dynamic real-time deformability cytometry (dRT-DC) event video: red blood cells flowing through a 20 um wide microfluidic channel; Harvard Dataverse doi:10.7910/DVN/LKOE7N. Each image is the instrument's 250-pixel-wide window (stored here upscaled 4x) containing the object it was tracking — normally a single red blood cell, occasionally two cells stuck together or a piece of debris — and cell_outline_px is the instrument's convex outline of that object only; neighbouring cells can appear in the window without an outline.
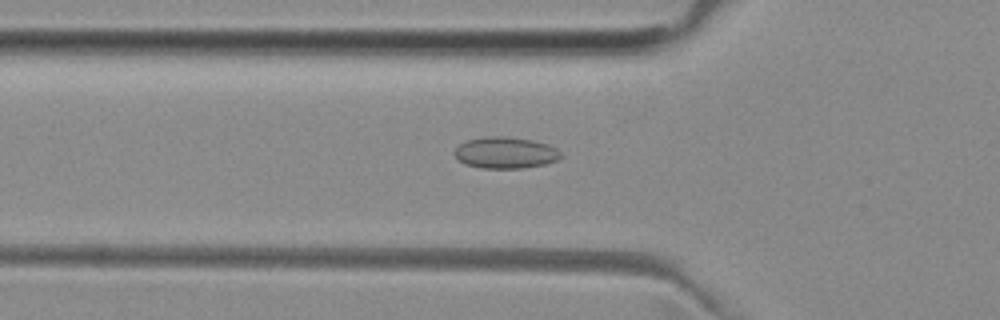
{"species": "common noctule bat (a hibernating species)", "species_latin": "Nyctalus noctula", "temperature_condition": "room temperature", "stored_images_in_passage": 50, "camera_frame_rate_fps": 3000, "um_per_image_px": 0.085, "animal": {"sex": "female", "body_mass_g": 29.2, "forearm_length_mm": 56.3}, "frame": {"image": 1, "passage_image": 16, "time_ms": 5.0, "image_size_px": [1000, 320], "cell_outline_px": [[560, 156], [556, 160], [544, 164], [524, 168], [480, 168], [464, 164], [452, 152], [460, 144], [468, 140], [492, 136], [504, 136], [532, 140], [548, 144], [556, 148], [560, 152]], "centroid_in_image_um": [42.94, 12.98], "position_along_channel_um": 82.9, "area_um2": 19.31}}
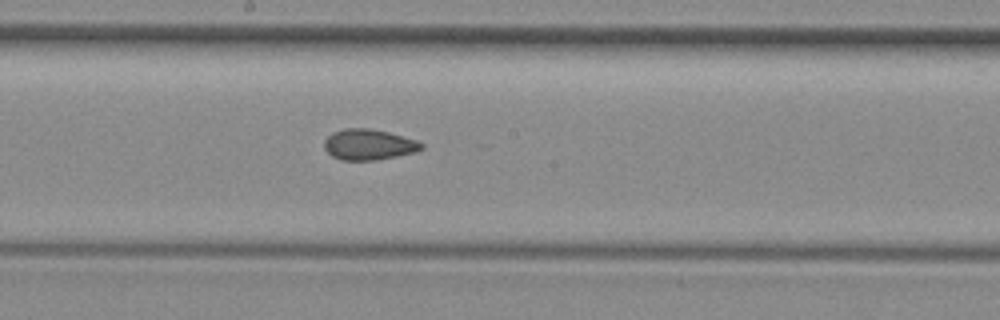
{"frame": {"image": 2, "passage_image": 26, "time_ms": 8.333, "image_size_px": [1000, 320], "cell_outline_px": [[424, 148], [416, 152], [376, 160], [340, 160], [332, 156], [324, 148], [324, 140], [332, 132], [344, 128], [368, 128], [388, 132], [416, 140], [424, 144]], "centroid_in_image_um": [31.33, 12.29], "position_along_channel_um": 216.9, "area_um2": 17.46}}
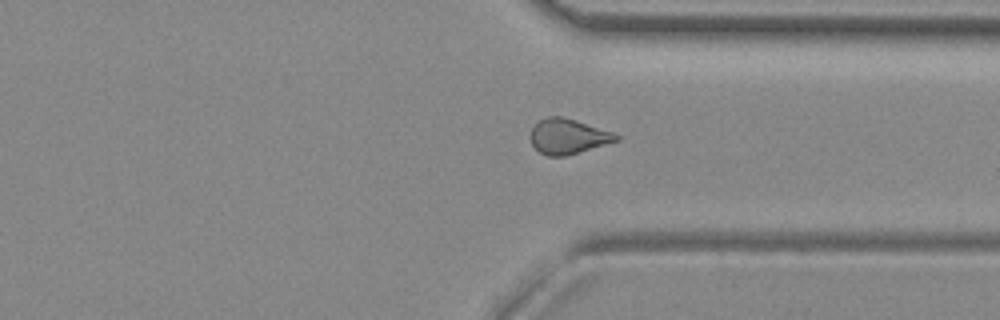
{"frame": {"image": 3, "passage_image": 37, "time_ms": 12.0, "image_size_px": [1000, 320], "cell_outline_px": [[620, 140], [564, 156], [548, 156], [540, 152], [532, 144], [528, 136], [532, 128], [540, 120], [548, 116], [560, 116], [576, 120], [612, 132], [620, 136]], "centroid_in_image_um": [48.26, 11.59], "position_along_channel_um": 363.1, "area_um2": 17.4}, "authors_computed_cell_mechanics": {"area_um2": 17.8313, "velocity_mm_per_s": 4.0037, "shape_relaxation_time_tau1_ms": null, "shape_relaxation_time_tau2_ms": 2.6866, "deformation_change_tau1": null, "deformation_change_tau2": 0.0861}}